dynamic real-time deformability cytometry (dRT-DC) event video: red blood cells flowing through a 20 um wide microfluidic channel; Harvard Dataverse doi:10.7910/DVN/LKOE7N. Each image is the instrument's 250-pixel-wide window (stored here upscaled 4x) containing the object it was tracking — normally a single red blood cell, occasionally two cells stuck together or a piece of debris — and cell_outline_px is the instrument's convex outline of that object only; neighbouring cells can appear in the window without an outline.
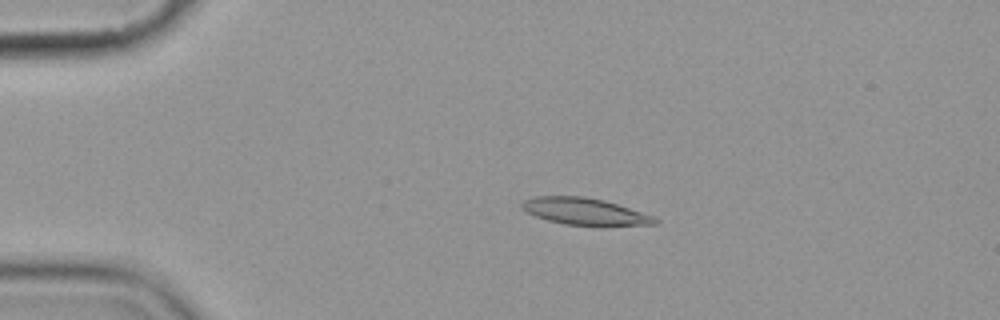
{"species": "common noctule bat (a hibernating species)", "species_latin": "Nyctalus noctula", "temperature_condition": "cold", "stored_images_in_passage": 6, "camera_frame_rate_fps": 3000, "um_per_image_px": 0.085, "animal": {"sex": "female", "body_mass_g": 19.9}, "frame": {"image": 1, "passage_image": 2, "time_ms": 1.333, "image_size_px": [1000, 320], "cell_outline_px": [[660, 220], [656, 224], [564, 224], [548, 220], [536, 216], [528, 212], [520, 204], [524, 200], [536, 196], [584, 196], [604, 200], [652, 216]], "centroid_in_image_um": [49.64, 17.94], "position_along_channel_um": 35.4, "area_um2": 19.94}}
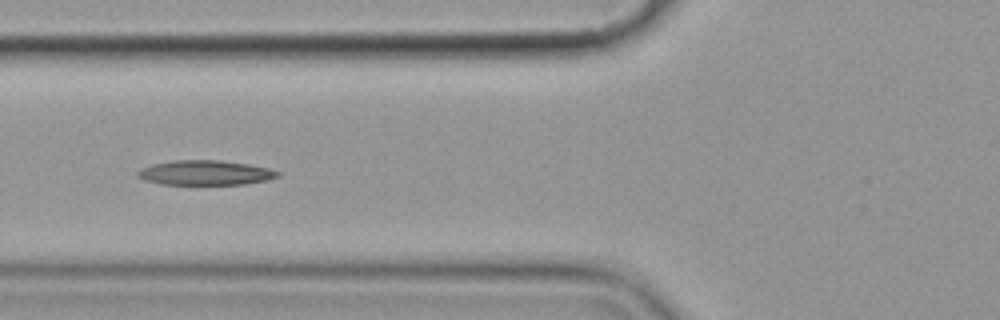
{"frame": {"image": 2, "passage_image": 5, "time_ms": 4.667, "image_size_px": [1000, 320], "cell_outline_px": [[280, 176], [268, 180], [244, 184], [160, 184], [144, 180], [136, 176], [136, 172], [140, 168], [152, 164], [172, 160], [220, 160], [248, 164], [268, 168], [280, 172]], "centroid_in_image_um": [17.42, 14.68], "position_along_channel_um": 108.4, "area_um2": 20.29}}
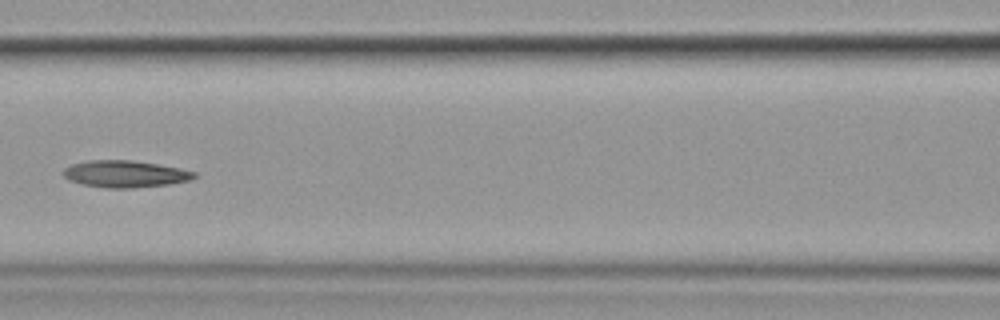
{"frame": {"image": 3, "passage_image": 6, "time_ms": 6.0, "image_size_px": [1000, 320], "cell_outline_px": [[196, 176], [188, 180], [168, 184], [132, 188], [108, 188], [84, 184], [68, 180], [60, 172], [64, 168], [72, 164], [88, 160], [132, 160], [180, 168], [196, 172]], "centroid_in_image_um": [10.59, 14.78], "position_along_channel_um": 156.0, "area_um2": 20.4}}